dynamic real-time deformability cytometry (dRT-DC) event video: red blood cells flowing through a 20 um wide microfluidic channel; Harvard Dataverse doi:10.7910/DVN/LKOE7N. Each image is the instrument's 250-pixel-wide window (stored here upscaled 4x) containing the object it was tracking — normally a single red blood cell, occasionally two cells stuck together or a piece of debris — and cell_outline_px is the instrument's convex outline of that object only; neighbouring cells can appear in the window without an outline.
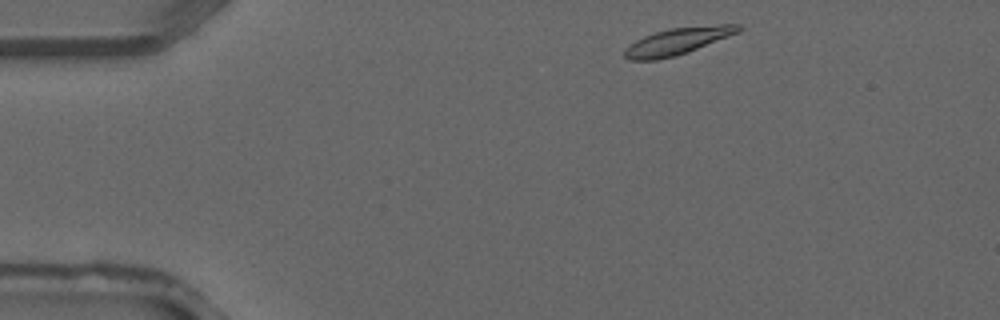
{"species": "common noctule bat (a hibernating species)", "species_latin": "Nyctalus noctula", "temperature_condition": "warm", "stored_images_in_passage": 2, "camera_frame_rate_fps": 3000, "um_per_image_px": 0.085, "animal": {"sex": "male", "forearm_length_mm": 52.5}, "frame": {"image": 1, "passage_image": 1, "time_ms": 0.0, "image_size_px": [1000, 320], "cell_outline_px": [[744, 28], [740, 32], [688, 52], [676, 56], [656, 60], [628, 60], [624, 56], [624, 48], [628, 44], [644, 36], [656, 32], [672, 28], [720, 24], [740, 24]], "centroid_in_image_um": [57.61, 3.5], "position_along_channel_um": 27.4, "area_um2": 17.92}}